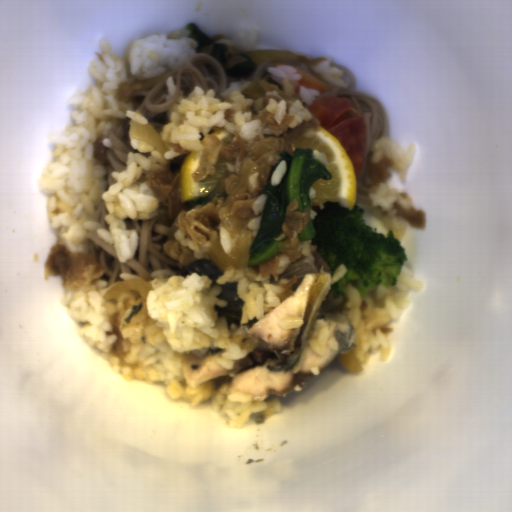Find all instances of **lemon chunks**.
Masks as SVG:
<instances>
[{
    "mask_svg": "<svg viewBox=\"0 0 512 512\" xmlns=\"http://www.w3.org/2000/svg\"><path fill=\"white\" fill-rule=\"evenodd\" d=\"M202 151H190L183 159L179 170V180L177 187L180 193V202L186 203L202 198H206L218 185L226 167L227 161L219 158L213 165L214 175H207L201 182H195L192 174L198 169L201 163Z\"/></svg>",
    "mask_w": 512,
    "mask_h": 512,
    "instance_id": "2",
    "label": "lemon chunks"
},
{
    "mask_svg": "<svg viewBox=\"0 0 512 512\" xmlns=\"http://www.w3.org/2000/svg\"><path fill=\"white\" fill-rule=\"evenodd\" d=\"M296 148L312 149V159L325 164L331 172L330 179L317 178L309 190L311 204L338 203L349 212L353 210L357 184L354 166L337 138L322 126L300 134L294 141Z\"/></svg>",
    "mask_w": 512,
    "mask_h": 512,
    "instance_id": "1",
    "label": "lemon chunks"
}]
</instances>
